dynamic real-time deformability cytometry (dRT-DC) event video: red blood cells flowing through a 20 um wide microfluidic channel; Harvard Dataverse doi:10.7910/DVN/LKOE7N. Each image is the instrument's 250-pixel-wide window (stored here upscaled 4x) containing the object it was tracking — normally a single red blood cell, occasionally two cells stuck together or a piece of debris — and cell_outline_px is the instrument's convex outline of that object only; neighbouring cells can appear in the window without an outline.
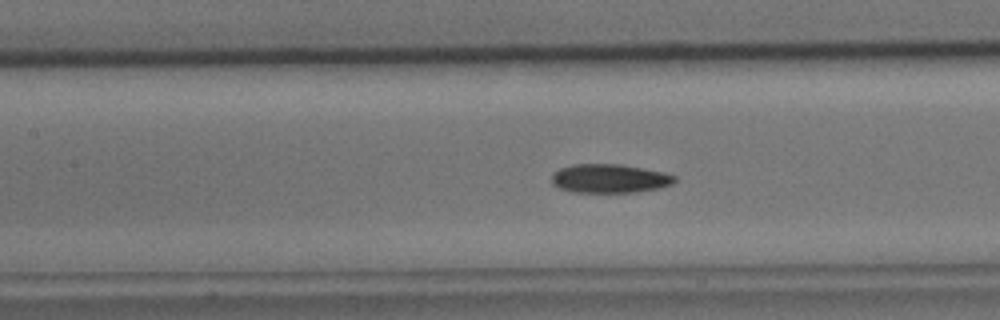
{"species": "common noctule bat (a hibernating species)", "species_latin": "Nyctalus noctula", "temperature_condition": "cold", "stored_images_in_passage": 42, "camera_frame_rate_fps": 3000, "um_per_image_px": 0.085, "animal": {"sex": "male", "body_mass_g": 15.6}, "frame": {"image": 1, "passage_image": 10, "time_ms": 3.0, "image_size_px": [1000, 320], "cell_outline_px": [[676, 180], [672, 184], [656, 188], [636, 192], [572, 192], [560, 188], [552, 184], [552, 172], [560, 168], [572, 164], [620, 164], [660, 172], [676, 176]], "centroid_in_image_um": [51.75, 15.17], "position_along_channel_um": 155.6, "area_um2": 20.46}}
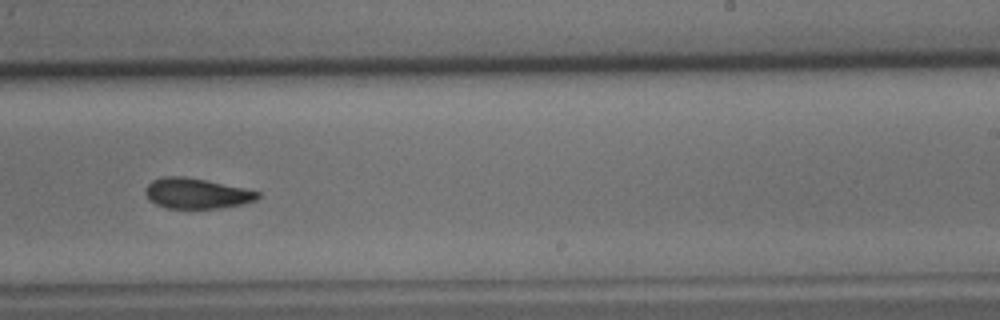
{"frame": {"image": 2, "passage_image": 20, "time_ms": 6.333, "image_size_px": [1000, 320], "cell_outline_px": [[260, 196], [256, 200], [244, 204], [220, 208], [164, 208], [148, 200], [144, 192], [144, 188], [152, 180], [164, 176], [184, 176], [244, 188], [260, 192]], "centroid_in_image_um": [16.67, 16.44], "position_along_channel_um": 272.3, "area_um2": 20.0}}
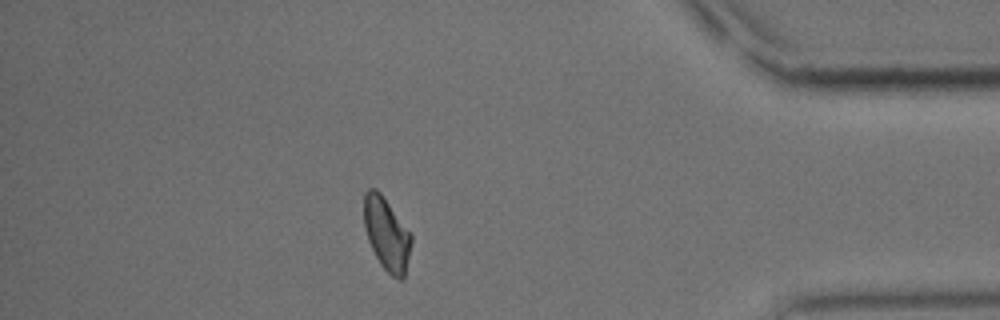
{"frame": {"image": 3, "passage_image": 34, "time_ms": 11.0, "image_size_px": [1000, 320], "cell_outline_px": [[412, 240], [404, 280], [400, 280], [392, 276], [380, 264], [368, 240], [364, 228], [364, 192], [368, 188], [376, 188], [380, 192], [412, 232]], "centroid_in_image_um": [32.88, 19.87], "position_along_channel_um": 402.3, "area_um2": 20.35}, "authors_computed_cell_mechanics": {"area_um2": 20.3745, "velocity_mm_per_s": 3.5152, "shape_relaxation_time_tau1_ms": 8.7692, "shape_relaxation_time_tau2_ms": 5.5298, "deformation_change_tau1": 0.1714, "deformation_change_tau2": 0.1116}}